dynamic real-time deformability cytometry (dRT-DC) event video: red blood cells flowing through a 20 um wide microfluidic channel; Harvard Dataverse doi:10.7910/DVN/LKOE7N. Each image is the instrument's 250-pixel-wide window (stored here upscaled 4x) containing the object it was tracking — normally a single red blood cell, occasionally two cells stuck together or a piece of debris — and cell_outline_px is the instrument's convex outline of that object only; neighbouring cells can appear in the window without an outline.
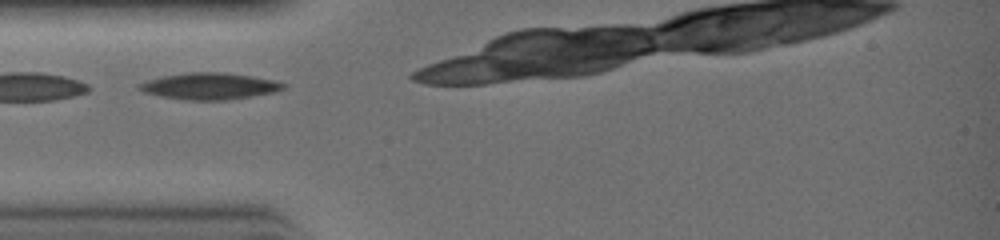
{"species": "common noctule bat (a hibernating species)", "species_latin": "Nyctalus noctula", "temperature_condition": "warm", "stored_images_in_passage": 5, "camera_frame_rate_fps": 3000, "um_per_image_px": 0.085, "animal": {"sex": "female", "body_mass_g": 19.0, "forearm_length_mm": 51.5}, "frame": {"image": 1, "passage_image": 2, "time_ms": 0.333, "image_size_px": [1000, 240], "cell_outline_px": [[288, 84], [284, 88], [272, 92], [224, 100], [184, 100], [160, 96], [144, 92], [136, 88], [136, 84], [148, 80], [164, 76], [188, 72], [224, 72], [252, 76], [272, 80]], "centroid_in_image_um": [17.75, 7.31], "position_along_channel_um": 67.3, "area_um2": 22.14}}